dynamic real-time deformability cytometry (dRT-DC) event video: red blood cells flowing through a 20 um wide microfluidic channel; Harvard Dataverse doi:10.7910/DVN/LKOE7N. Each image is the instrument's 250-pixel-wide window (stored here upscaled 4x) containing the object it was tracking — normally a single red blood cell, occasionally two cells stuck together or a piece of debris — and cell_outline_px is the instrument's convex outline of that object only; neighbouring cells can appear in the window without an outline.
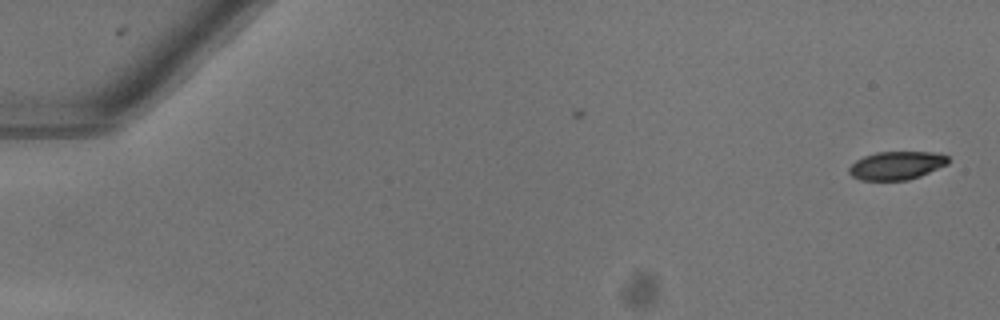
{"species": "common noctule bat (a hibernating species)", "species_latin": "Nyctalus noctula", "temperature_condition": "warm", "stored_images_in_passage": 8, "camera_frame_rate_fps": 3000, "um_per_image_px": 0.085, "animal": {"sex": "female"}, "frame": {"image": 1, "passage_image": 1, "time_ms": 0.0, "image_size_px": [1000, 320], "cell_outline_px": [[948, 164], [920, 176], [908, 180], [860, 180], [852, 176], [848, 172], [848, 168], [856, 160], [864, 156], [876, 152], [932, 152], [948, 156]], "centroid_in_image_um": [76.18, 14.07], "position_along_channel_um": 8.8, "area_um2": 16.3}}